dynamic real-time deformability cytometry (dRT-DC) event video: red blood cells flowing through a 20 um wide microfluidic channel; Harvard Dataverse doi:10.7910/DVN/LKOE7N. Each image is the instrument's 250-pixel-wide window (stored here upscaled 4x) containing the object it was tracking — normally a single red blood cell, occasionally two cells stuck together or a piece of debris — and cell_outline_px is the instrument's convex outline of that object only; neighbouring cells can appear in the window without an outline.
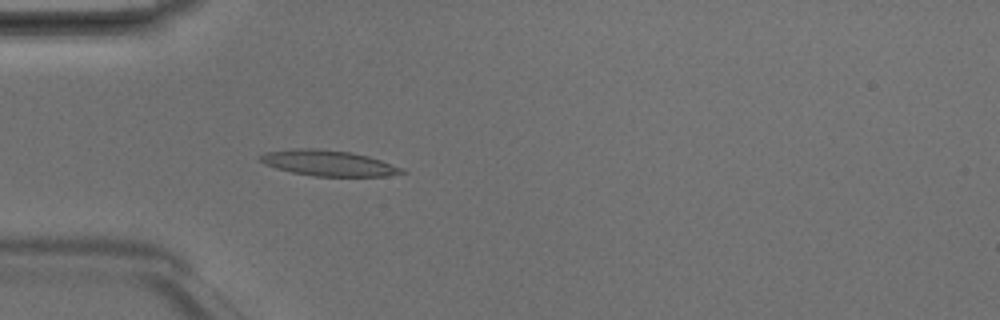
{"species": "Egyptian fruit bat (a non-hibernating species)", "species_latin": "Rousettus aegyptiacus", "temperature_condition": "room temperature", "stored_images_in_passage": 5, "camera_frame_rate_fps": 3000, "um_per_image_px": 0.085, "animal": {"sex": "male"}, "frame": {"image": 1, "passage_image": 5, "time_ms": 1.333, "image_size_px": [1000, 320], "cell_outline_px": [[408, 172], [384, 176], [312, 176], [292, 172], [276, 168], [264, 164], [256, 156], [264, 152], [296, 148], [316, 148], [352, 152], [368, 156], [404, 168]], "centroid_in_image_um": [27.88, 13.85], "position_along_channel_um": 57.1, "area_um2": 21.33}}